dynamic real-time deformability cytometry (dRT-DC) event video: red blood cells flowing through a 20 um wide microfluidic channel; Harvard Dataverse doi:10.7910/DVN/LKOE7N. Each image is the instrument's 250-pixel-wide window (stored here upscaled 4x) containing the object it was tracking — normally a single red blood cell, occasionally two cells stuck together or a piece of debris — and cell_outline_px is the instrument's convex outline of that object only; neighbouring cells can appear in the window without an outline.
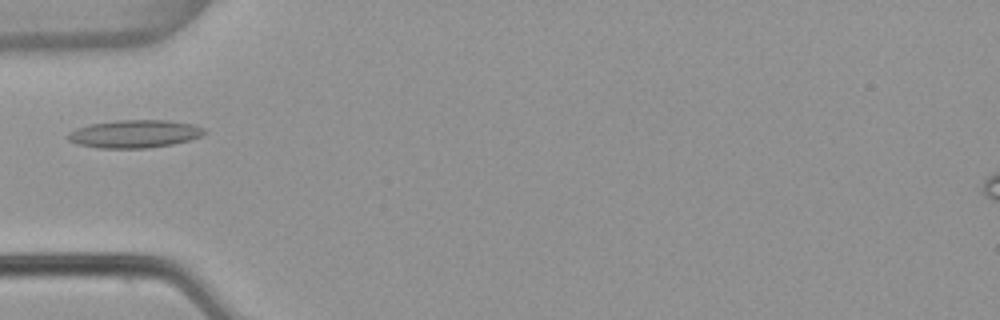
{"species": "common noctule bat (a hibernating species)", "species_latin": "Nyctalus noctula", "temperature_condition": "warm", "stored_images_in_passage": 5, "camera_frame_rate_fps": 3000, "um_per_image_px": 0.085, "animal": {"sex": "female", "body_mass_g": 22.7, "forearm_length_mm": 54.2}, "frame": {"image": 1, "passage_image": 5, "time_ms": 1.333, "image_size_px": [1000, 320], "cell_outline_px": [[208, 132], [200, 136], [188, 140], [172, 144], [148, 148], [100, 148], [76, 144], [68, 140], [64, 136], [68, 132], [76, 128], [92, 124], [116, 120], [168, 120], [192, 124], [204, 128]], "centroid_in_image_um": [11.4, 11.38], "position_along_channel_um": 73.6, "area_um2": 22.25}}